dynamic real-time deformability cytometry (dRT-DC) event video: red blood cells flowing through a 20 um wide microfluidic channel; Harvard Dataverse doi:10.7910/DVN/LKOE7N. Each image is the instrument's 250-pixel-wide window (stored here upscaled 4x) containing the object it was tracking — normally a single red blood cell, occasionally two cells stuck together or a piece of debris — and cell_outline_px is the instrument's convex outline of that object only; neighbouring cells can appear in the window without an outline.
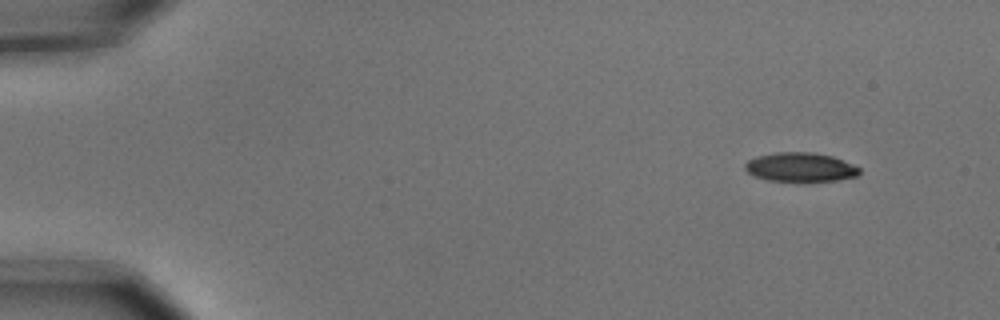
{"species": "common noctule bat (a hibernating species)", "species_latin": "Nyctalus noctula", "temperature_condition": "cold", "stored_images_in_passage": 6, "camera_frame_rate_fps": 3000, "um_per_image_px": 0.085, "animal": {"sex": "male", "body_mass_g": 15.6}, "frame": {"image": 1, "passage_image": 1, "time_ms": 0.0, "image_size_px": [1000, 320], "cell_outline_px": [[860, 172], [856, 176], [836, 180], [768, 180], [756, 176], [748, 172], [744, 168], [744, 164], [748, 160], [756, 156], [776, 152], [812, 152], [832, 156], [852, 164], [860, 168]], "centroid_in_image_um": [68.01, 14.18], "position_along_channel_um": 17.0, "area_um2": 19.02}}
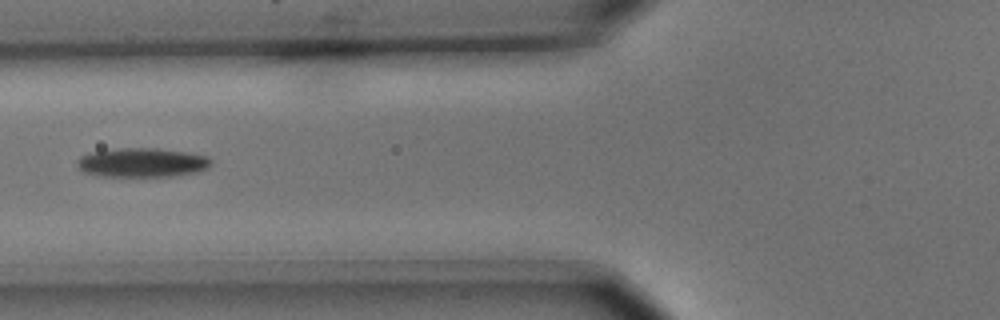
{"frame": {"image": 2, "passage_image": 6, "time_ms": 1.667, "image_size_px": [1000, 320], "cell_outline_px": [[212, 164], [208, 168], [200, 172], [176, 176], [100, 176], [84, 172], [76, 164], [76, 160], [80, 156], [92, 152], [120, 148], [156, 148], [188, 152], [208, 156], [212, 160]], "centroid_in_image_um": [12.13, 13.82], "position_along_channel_um": 113.7, "area_um2": 23.0}}